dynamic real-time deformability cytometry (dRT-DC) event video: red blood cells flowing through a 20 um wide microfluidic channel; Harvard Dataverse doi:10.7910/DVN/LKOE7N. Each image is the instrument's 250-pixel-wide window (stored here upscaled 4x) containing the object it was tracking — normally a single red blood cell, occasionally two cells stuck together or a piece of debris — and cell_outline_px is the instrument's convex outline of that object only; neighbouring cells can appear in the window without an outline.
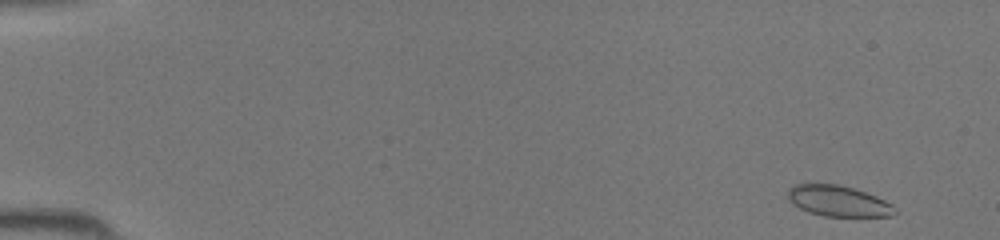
{"species": "common noctule bat (a hibernating species)", "species_latin": "Nyctalus noctula", "temperature_condition": "room temperature", "stored_images_in_passage": 43, "camera_frame_rate_fps": 3000, "um_per_image_px": 0.085, "animal": {"sex": "female", "body_mass_g": 19.5, "forearm_length_mm": 54.1}, "frame": {"image": 1, "passage_image": 2, "time_ms": 0.333, "image_size_px": [1000, 240], "cell_outline_px": [[896, 212], [892, 216], [824, 216], [808, 212], [792, 204], [788, 200], [788, 188], [796, 184], [836, 184], [852, 188], [876, 196], [892, 204], [896, 208]], "centroid_in_image_um": [71.23, 17.09], "position_along_channel_um": 13.8, "area_um2": 19.13}}
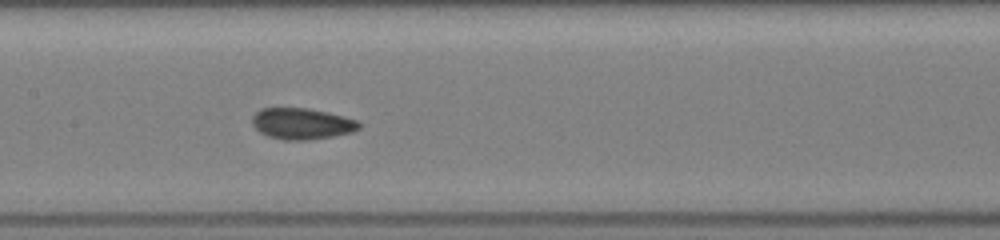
{"frame": {"image": 2, "passage_image": 22, "time_ms": 7.0, "image_size_px": [1000, 240], "cell_outline_px": [[360, 128], [352, 132], [332, 136], [308, 140], [284, 140], [268, 136], [260, 132], [252, 124], [252, 116], [260, 108], [308, 108], [328, 112], [344, 116], [356, 120], [360, 124]], "centroid_in_image_um": [25.64, 10.51], "position_along_channel_um": 181.8, "area_um2": 19.42}}
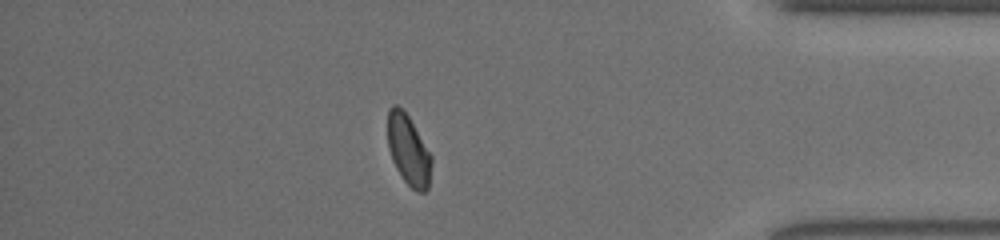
{"frame": {"image": 3, "passage_image": 38, "time_ms": 12.333, "image_size_px": [1000, 240], "cell_outline_px": [[432, 164], [428, 188], [424, 192], [416, 192], [404, 180], [396, 168], [392, 160], [388, 148], [388, 108], [392, 104], [396, 104], [408, 116], [432, 156]], "centroid_in_image_um": [34.71, 12.77], "position_along_channel_um": 400.5, "area_um2": 17.86}}